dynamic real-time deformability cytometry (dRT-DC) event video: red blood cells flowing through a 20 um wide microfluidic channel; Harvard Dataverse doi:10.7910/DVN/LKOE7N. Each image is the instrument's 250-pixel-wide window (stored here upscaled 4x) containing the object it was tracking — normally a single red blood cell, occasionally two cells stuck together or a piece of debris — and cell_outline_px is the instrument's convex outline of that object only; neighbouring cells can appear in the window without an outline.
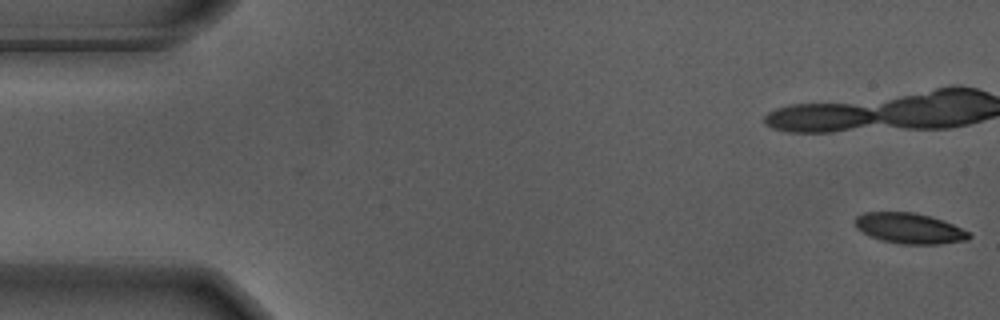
{"species": "Egyptian fruit bat (a non-hibernating species)", "species_latin": "Rousettus aegyptiacus", "temperature_condition": "warm", "stored_images_in_passage": 2, "camera_frame_rate_fps": 3000, "um_per_image_px": 0.085, "animal": {"sex": "male"}, "frame": {"image": 1, "passage_image": 2, "time_ms": 0.333, "image_size_px": [1000, 320], "cell_outline_px": [[972, 236], [968, 240], [940, 244], [904, 244], [880, 240], [856, 228], [852, 220], [856, 216], [864, 212], [916, 212], [932, 216], [944, 220], [968, 232]], "centroid_in_image_um": [77.29, 19.39], "position_along_channel_um": 7.7, "area_um2": 20.4}}